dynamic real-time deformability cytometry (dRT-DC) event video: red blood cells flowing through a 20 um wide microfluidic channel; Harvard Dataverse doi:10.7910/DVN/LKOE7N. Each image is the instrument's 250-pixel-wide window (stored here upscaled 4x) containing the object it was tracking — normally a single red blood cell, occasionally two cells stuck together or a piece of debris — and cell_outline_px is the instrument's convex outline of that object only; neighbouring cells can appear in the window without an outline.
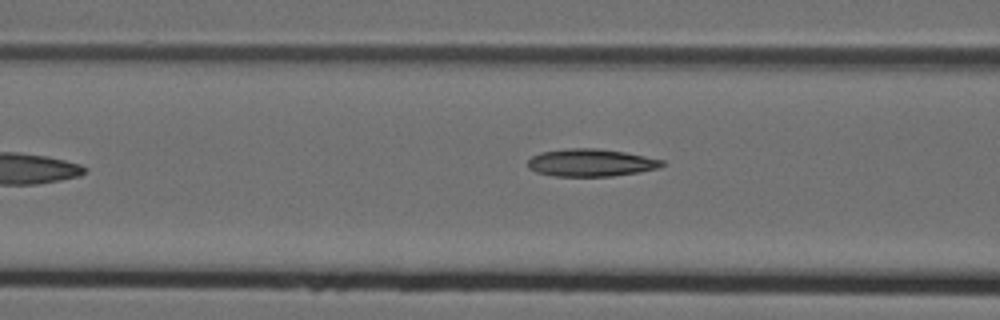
{"species": "Egyptian fruit bat (a non-hibernating species)", "species_latin": "Rousettus aegyptiacus", "temperature_condition": "cold", "stored_images_in_passage": 6, "camera_frame_rate_fps": 3000, "um_per_image_px": 0.085, "animal": {"sex": "female"}, "frame": {"image": 1, "passage_image": 6, "time_ms": 1.667, "image_size_px": [1000, 320], "cell_outline_px": [[664, 164], [660, 168], [640, 172], [612, 176], [552, 176], [536, 172], [528, 168], [528, 160], [532, 156], [540, 152], [568, 148], [596, 148], [624, 152], [664, 160]], "centroid_in_image_um": [50.21, 13.83], "position_along_channel_um": 116.4, "area_um2": 21.62}}